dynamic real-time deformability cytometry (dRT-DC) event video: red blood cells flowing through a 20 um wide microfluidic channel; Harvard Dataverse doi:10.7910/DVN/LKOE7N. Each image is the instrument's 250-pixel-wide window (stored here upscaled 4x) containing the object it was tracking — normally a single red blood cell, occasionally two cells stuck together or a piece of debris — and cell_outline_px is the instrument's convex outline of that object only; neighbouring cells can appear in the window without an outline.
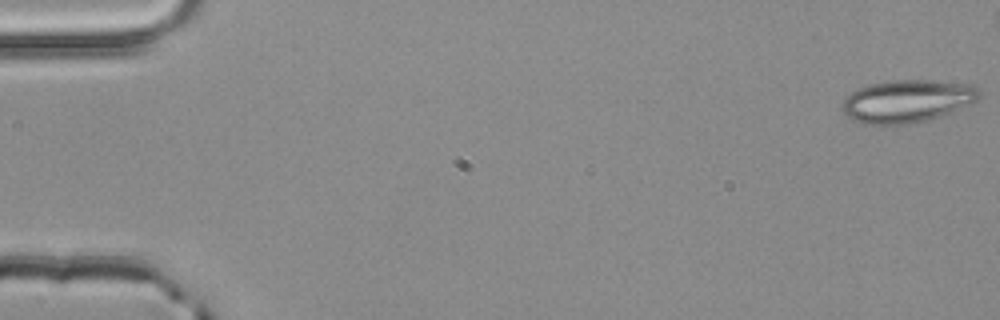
{"species": "common noctule bat (a hibernating species)", "species_latin": "Nyctalus noctula", "temperature_condition": "room temperature", "stored_images_in_passage": 47, "camera_frame_rate_fps": 3000, "um_per_image_px": 0.085, "animal": {"sex": "male", "body_mass_g": 20.4}, "frame": {"image": 1, "passage_image": 1, "time_ms": 0.0, "image_size_px": [1000, 320], "cell_outline_px": [[980, 100], [940, 116], [928, 120], [908, 124], [864, 124], [852, 120], [840, 108], [844, 100], [856, 88], [872, 84], [896, 80], [924, 80], [976, 84], [980, 92]], "centroid_in_image_um": [77.14, 8.59], "position_along_channel_um": 7.9, "area_um2": 34.1}}
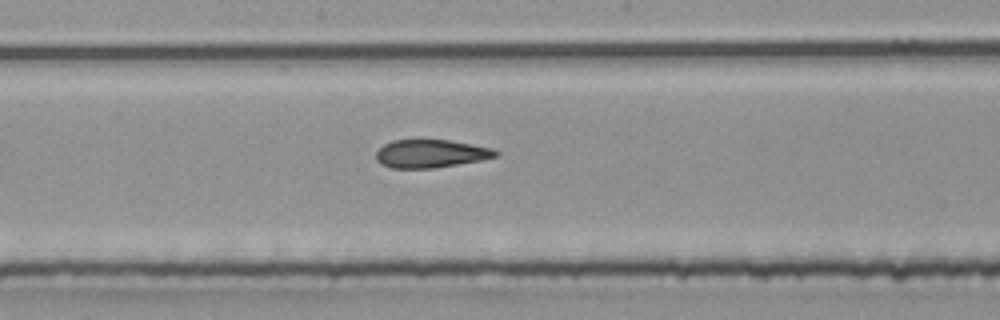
{"frame": {"image": 2, "passage_image": 28, "time_ms": 9.0, "image_size_px": [1000, 320], "cell_outline_px": [[500, 152], [496, 156], [484, 160], [432, 168], [392, 168], [380, 164], [376, 160], [376, 152], [384, 144], [392, 140], [448, 140], [472, 144], [492, 148]], "centroid_in_image_um": [36.62, 13.06], "position_along_channel_um": 211.6, "area_um2": 19.59}}
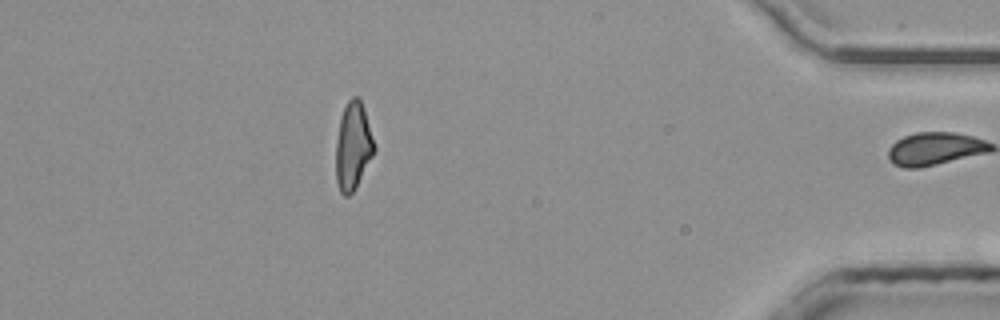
{"frame": {"image": 3, "passage_image": 46, "time_ms": 15.0, "image_size_px": [1000, 320], "cell_outline_px": [[376, 148], [356, 188], [348, 196], [344, 196], [340, 192], [336, 180], [336, 140], [340, 116], [348, 100], [352, 96], [356, 96], [360, 100], [364, 108]], "centroid_in_image_um": [29.99, 12.42], "position_along_channel_um": 405.2, "area_um2": 19.54}, "authors_computed_cell_mechanics": {"area_um2": 21.0392, "velocity_mm_per_s": 4.0597, "shape_relaxation_time_tau1_ms": null, "shape_relaxation_time_tau2_ms": 3.0726, "deformation_change_tau1": null, "deformation_change_tau2": 0.1297}}